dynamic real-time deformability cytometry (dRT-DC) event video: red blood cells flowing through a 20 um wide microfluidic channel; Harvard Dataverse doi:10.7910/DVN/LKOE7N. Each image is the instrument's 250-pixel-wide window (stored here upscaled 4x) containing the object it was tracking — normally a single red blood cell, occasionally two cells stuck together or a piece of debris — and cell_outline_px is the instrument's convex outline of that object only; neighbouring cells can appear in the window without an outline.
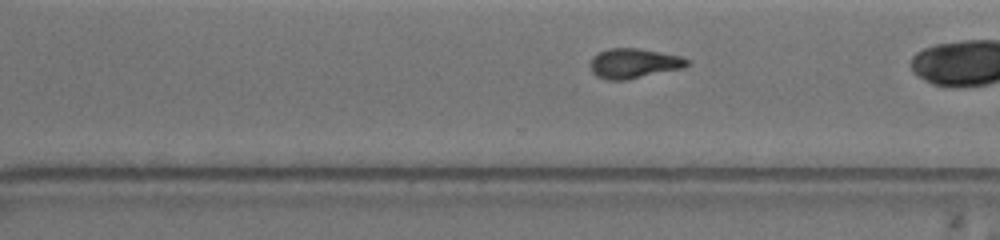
{"species": "common noctule bat (a hibernating species)", "species_latin": "Nyctalus noctula", "temperature_condition": "warm", "stored_images_in_passage": 38, "camera_frame_rate_fps": 3000, "um_per_image_px": 0.085, "animal": {"sex": "female", "body_mass_g": 19.5, "forearm_length_mm": 54.1}, "frame": {"image": 1, "passage_image": 31, "time_ms": 13.333, "image_size_px": [1000, 240], "cell_outline_px": [[692, 64], [684, 68], [628, 80], [608, 80], [596, 76], [592, 72], [592, 56], [608, 48], [636, 48], [680, 56], [692, 60]], "centroid_in_image_um": [53.94, 5.4], "position_along_channel_um": 316.7, "area_um2": 16.94}}
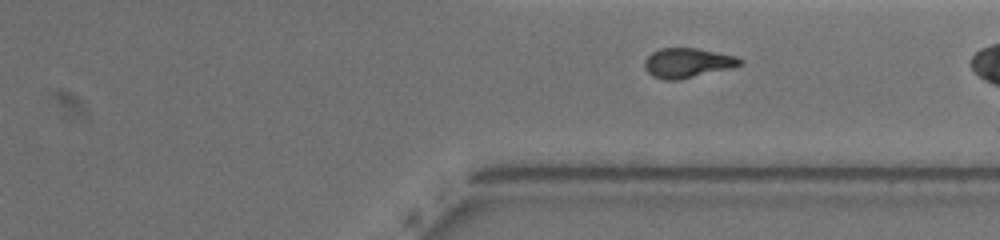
{"frame": {"image": 2, "passage_image": 35, "time_ms": 14.333, "image_size_px": [1000, 240], "cell_outline_px": [[744, 60], [740, 64], [728, 68], [680, 80], [664, 80], [652, 76], [644, 68], [644, 60], [652, 52], [660, 48], [696, 48], [736, 56]], "centroid_in_image_um": [58.38, 5.34], "position_along_channel_um": 353.0, "area_um2": 16.36}}